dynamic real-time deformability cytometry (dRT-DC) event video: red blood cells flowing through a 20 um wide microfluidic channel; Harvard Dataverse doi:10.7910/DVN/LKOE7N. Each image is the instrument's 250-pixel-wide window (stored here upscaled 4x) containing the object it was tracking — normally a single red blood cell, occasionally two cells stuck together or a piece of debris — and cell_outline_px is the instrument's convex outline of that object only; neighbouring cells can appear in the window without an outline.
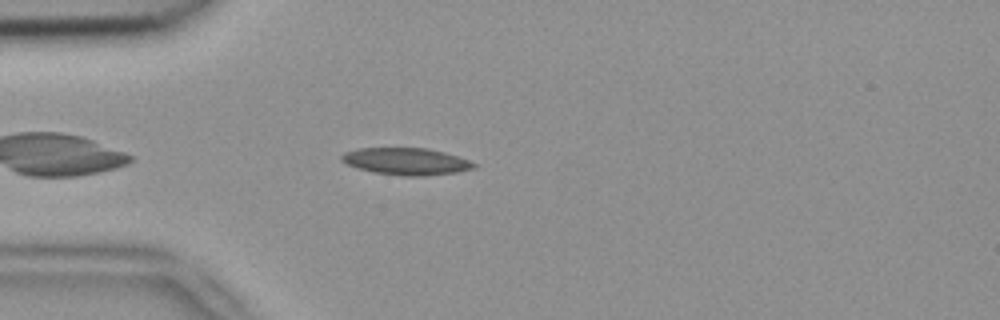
{"species": "common noctule bat (a hibernating species)", "species_latin": "Nyctalus noctula", "temperature_condition": "room temperature", "stored_images_in_passage": 3, "camera_frame_rate_fps": 3000, "um_per_image_px": 0.085, "animal": {"sex": "female", "body_mass_g": 18.4}, "frame": {"image": 1, "passage_image": 3, "time_ms": 0.667, "image_size_px": [1000, 320], "cell_outline_px": [[476, 168], [456, 172], [424, 176], [400, 176], [372, 172], [348, 164], [340, 160], [340, 156], [344, 152], [360, 148], [428, 148], [444, 152], [468, 160], [476, 164]], "centroid_in_image_um": [34.52, 13.72], "position_along_channel_um": 50.5, "area_um2": 20.75}}